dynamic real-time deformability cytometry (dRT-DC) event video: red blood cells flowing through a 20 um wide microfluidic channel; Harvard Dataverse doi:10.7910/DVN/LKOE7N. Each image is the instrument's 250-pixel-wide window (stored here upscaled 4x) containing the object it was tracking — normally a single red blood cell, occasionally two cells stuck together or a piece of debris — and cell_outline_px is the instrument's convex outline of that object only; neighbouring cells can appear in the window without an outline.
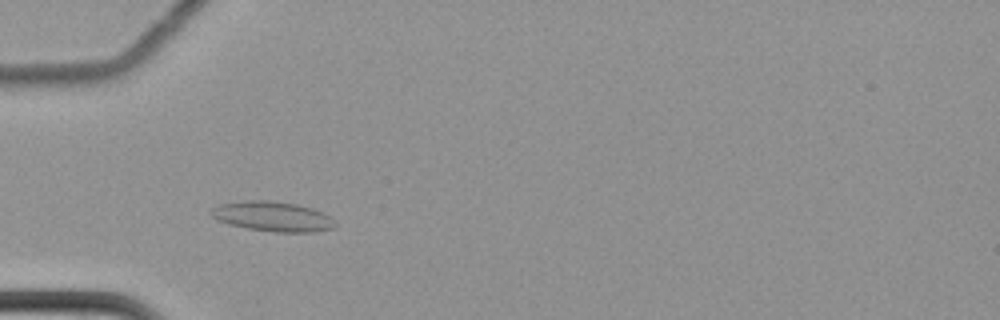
{"species": "common noctule bat (a hibernating species)", "species_latin": "Nyctalus noctula", "temperature_condition": "cold", "stored_images_in_passage": 47, "camera_frame_rate_fps": 3000, "um_per_image_px": 0.085, "animal": {"sex": "female", "body_mass_g": 22.7, "forearm_length_mm": 54.2}, "frame": {"image": 1, "passage_image": 6, "time_ms": 1.667, "image_size_px": [1000, 320], "cell_outline_px": [[336, 224], [332, 228], [312, 232], [272, 232], [248, 228], [216, 220], [208, 212], [208, 208], [220, 204], [248, 200], [268, 200], [296, 204], [312, 208], [328, 216]], "centroid_in_image_um": [23.1, 18.39], "position_along_channel_um": 61.9, "area_um2": 21.44}}
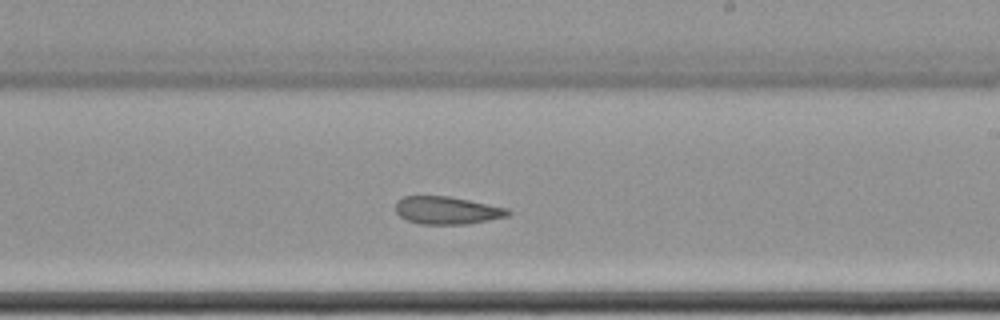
{"frame": {"image": 2, "passage_image": 23, "time_ms": 7.333, "image_size_px": [1000, 320], "cell_outline_px": [[512, 212], [508, 216], [468, 224], [420, 224], [408, 220], [400, 216], [396, 212], [396, 200], [404, 196], [448, 196], [508, 208]], "centroid_in_image_um": [37.99, 17.88], "position_along_channel_um": 251.0, "area_um2": 18.09}}
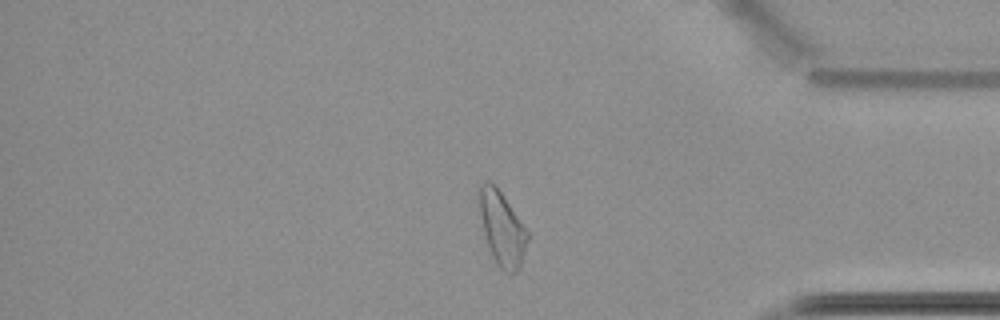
{"frame": {"image": 3, "passage_image": 37, "time_ms": 12.0, "image_size_px": [1000, 320], "cell_outline_px": [[528, 240], [520, 268], [516, 272], [508, 276], [496, 264], [488, 244], [484, 232], [480, 216], [480, 184], [488, 180], [500, 192], [528, 232]], "centroid_in_image_um": [42.69, 19.51], "position_along_channel_um": 392.5, "area_um2": 20.23}, "authors_computed_cell_mechanics": {"area_um2": 19.8254, "velocity_mm_per_s": 3.4658, "shape_relaxation_time_tau1_ms": null, "shape_relaxation_time_tau2_ms": 3.1112, "deformation_change_tau1": null, "deformation_change_tau2": 0.0991}}